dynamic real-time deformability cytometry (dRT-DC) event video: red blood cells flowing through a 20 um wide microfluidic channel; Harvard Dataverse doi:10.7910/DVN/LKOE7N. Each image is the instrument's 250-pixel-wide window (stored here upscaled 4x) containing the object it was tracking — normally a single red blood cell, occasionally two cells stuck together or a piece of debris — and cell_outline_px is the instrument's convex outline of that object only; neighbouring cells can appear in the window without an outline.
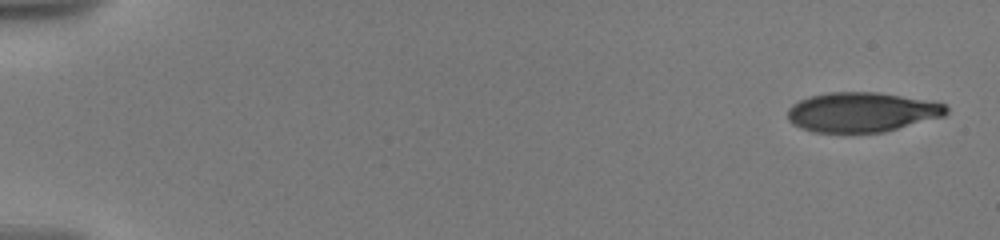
{"species": "human", "species_latin": "Homo sapiens", "temperature_condition": "warm", "stored_images_in_passage": 25, "camera_frame_rate_fps": 3000, "um_per_image_px": 0.085, "donor": {"sex": "male"}, "frame": {"image": 1, "passage_image": 1, "time_ms": 0.0, "image_size_px": [1000, 240], "cell_outline_px": [[948, 112], [944, 116], [884, 132], [812, 132], [800, 128], [792, 124], [788, 120], [788, 108], [792, 104], [800, 100], [812, 96], [828, 92], [876, 92], [932, 100], [944, 104], [948, 108]], "centroid_in_image_um": [73.26, 9.53], "position_along_channel_um": 11.7, "area_um2": 36.82}}
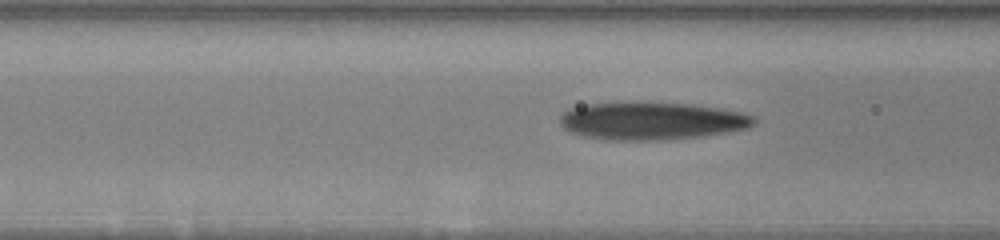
{"frame": {"image": 2, "passage_image": 19, "time_ms": 7.333, "image_size_px": [1000, 240], "cell_outline_px": [[756, 124], [748, 128], [728, 132], [704, 136], [660, 140], [608, 140], [584, 136], [568, 132], [560, 124], [560, 116], [564, 112], [572, 108], [584, 104], [628, 100], [644, 100], [692, 104], [720, 108], [744, 112], [756, 116]], "centroid_in_image_um": [55.4, 10.24], "position_along_channel_um": 111.2, "area_um2": 43.99}}
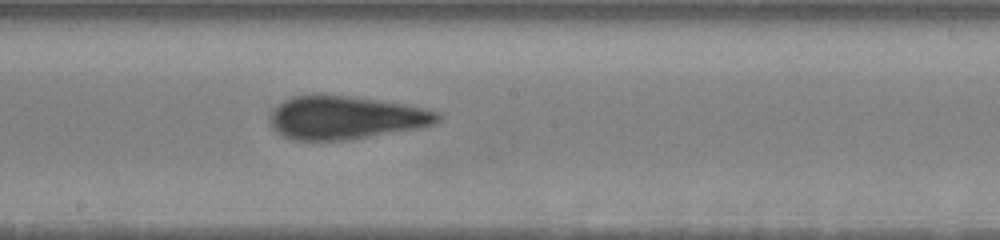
{"frame": {"image": 3, "passage_image": 25, "time_ms": 10.333, "image_size_px": [1000, 240], "cell_outline_px": [[444, 116], [436, 124], [424, 128], [344, 140], [296, 140], [284, 136], [272, 128], [268, 120], [268, 116], [284, 100], [292, 96], [320, 92], [404, 104], [424, 108], [440, 112]], "centroid_in_image_um": [29.4, 9.98], "position_along_channel_um": 218.8, "area_um2": 42.89}}